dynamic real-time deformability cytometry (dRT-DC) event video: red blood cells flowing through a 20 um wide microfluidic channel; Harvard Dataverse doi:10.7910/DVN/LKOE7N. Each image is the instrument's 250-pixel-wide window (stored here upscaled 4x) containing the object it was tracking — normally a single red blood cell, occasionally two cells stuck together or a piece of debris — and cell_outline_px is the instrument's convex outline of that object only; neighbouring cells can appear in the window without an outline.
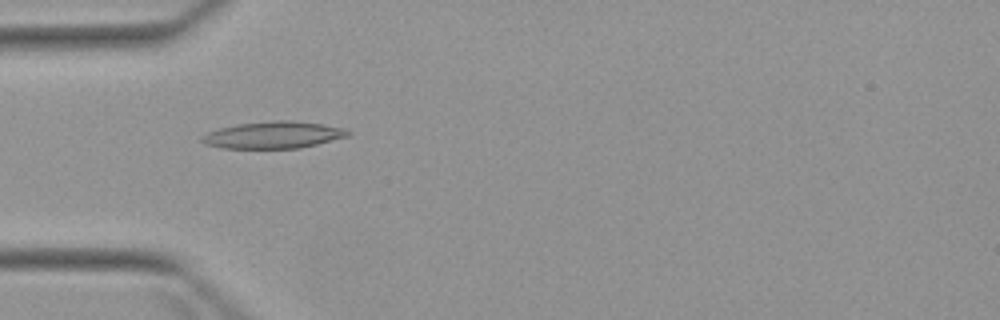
{"species": "Egyptian fruit bat (a non-hibernating species)", "species_latin": "Rousettus aegyptiacus", "temperature_condition": "warm", "stored_images_in_passage": 5, "camera_frame_rate_fps": 3000, "um_per_image_px": 0.085, "animal": {"sex": "female"}, "frame": {"image": 1, "passage_image": 5, "time_ms": 5.0, "image_size_px": [1000, 320], "cell_outline_px": [[352, 132], [348, 136], [300, 148], [220, 148], [204, 144], [200, 140], [200, 136], [208, 132], [220, 128], [240, 124], [276, 120], [288, 120], [324, 124], [344, 128]], "centroid_in_image_um": [23.22, 11.47], "position_along_channel_um": 61.8, "area_um2": 22.83}}